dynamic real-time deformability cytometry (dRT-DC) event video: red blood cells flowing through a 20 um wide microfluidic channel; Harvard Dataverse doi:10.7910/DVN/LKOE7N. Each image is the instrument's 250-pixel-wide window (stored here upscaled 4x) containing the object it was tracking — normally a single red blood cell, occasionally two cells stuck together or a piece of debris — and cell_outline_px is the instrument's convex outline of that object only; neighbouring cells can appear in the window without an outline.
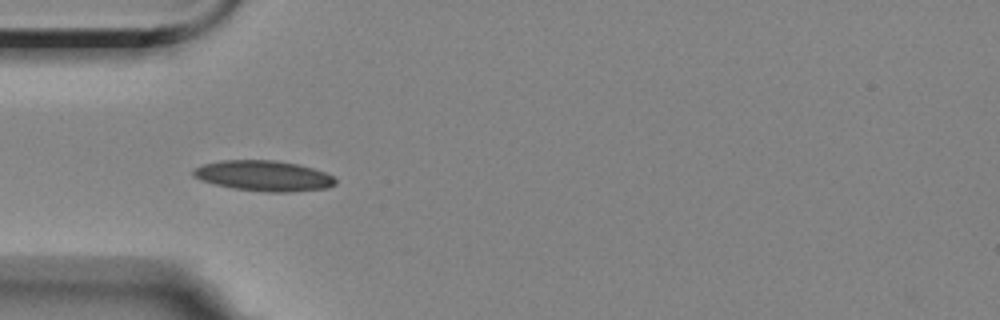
{"species": "Egyptian fruit bat (a non-hibernating species)", "species_latin": "Rousettus aegyptiacus", "temperature_condition": "room temperature", "stored_images_in_passage": 6, "camera_frame_rate_fps": 3000, "um_per_image_px": 0.085, "animal": {"sex": "female"}, "frame": {"image": 1, "passage_image": 5, "time_ms": 4.333, "image_size_px": [1000, 320], "cell_outline_px": [[336, 184], [328, 188], [292, 192], [268, 192], [232, 188], [216, 184], [192, 176], [192, 168], [204, 164], [220, 160], [276, 160], [296, 164], [312, 168], [324, 172], [332, 176], [336, 180]], "centroid_in_image_um": [22.41, 14.94], "position_along_channel_um": 62.6, "area_um2": 25.2}}
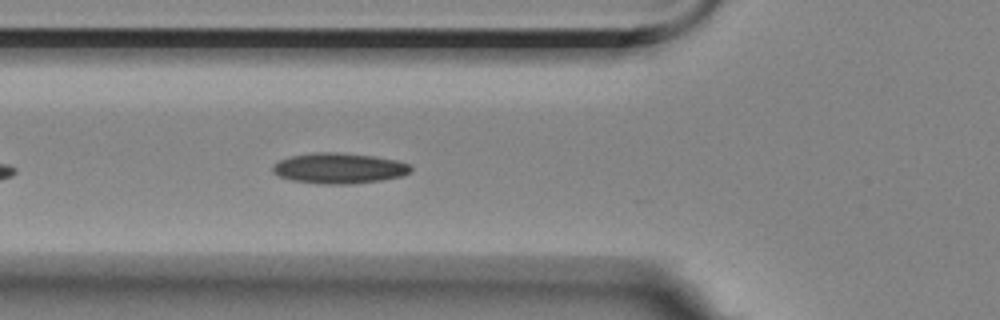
{"frame": {"image": 2, "passage_image": 6, "time_ms": 5.333, "image_size_px": [1000, 320], "cell_outline_px": [[412, 172], [400, 176], [380, 180], [352, 184], [320, 184], [292, 180], [280, 176], [272, 172], [272, 164], [288, 156], [312, 152], [336, 152], [372, 156], [396, 160], [408, 164], [412, 168]], "centroid_in_image_um": [28.77, 14.3], "position_along_channel_um": 97.0, "area_um2": 24.62}}